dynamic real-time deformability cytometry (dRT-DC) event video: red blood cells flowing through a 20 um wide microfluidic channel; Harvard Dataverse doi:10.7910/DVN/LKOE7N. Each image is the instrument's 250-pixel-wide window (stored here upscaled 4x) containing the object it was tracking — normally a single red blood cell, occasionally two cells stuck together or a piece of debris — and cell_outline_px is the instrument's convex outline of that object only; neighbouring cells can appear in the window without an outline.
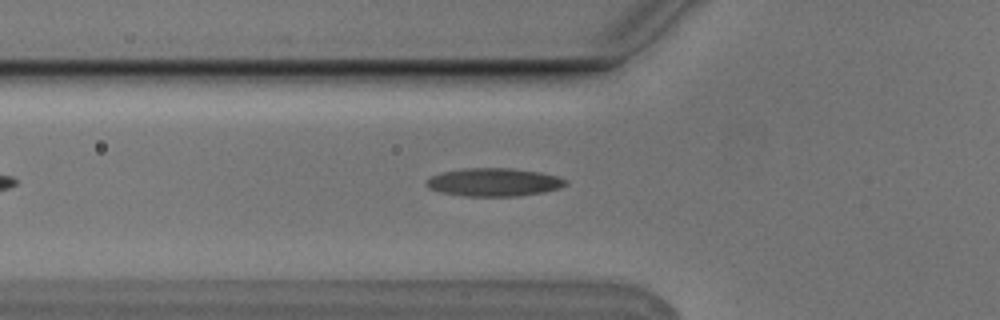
{"species": "Egyptian fruit bat (a non-hibernating species)", "species_latin": "Rousettus aegyptiacus", "temperature_condition": "cold", "stored_images_in_passage": 5, "camera_frame_rate_fps": 3000, "um_per_image_px": 0.085, "animal": {"sex": "male"}, "frame": {"image": 1, "passage_image": 5, "time_ms": 1.333, "image_size_px": [1000, 320], "cell_outline_px": [[568, 184], [560, 188], [544, 192], [516, 196], [464, 196], [440, 192], [428, 188], [424, 184], [424, 180], [432, 176], [444, 172], [464, 168], [512, 168], [540, 172], [556, 176], [568, 180]], "centroid_in_image_um": [41.97, 15.49], "position_along_channel_um": 83.8, "area_um2": 22.95}}